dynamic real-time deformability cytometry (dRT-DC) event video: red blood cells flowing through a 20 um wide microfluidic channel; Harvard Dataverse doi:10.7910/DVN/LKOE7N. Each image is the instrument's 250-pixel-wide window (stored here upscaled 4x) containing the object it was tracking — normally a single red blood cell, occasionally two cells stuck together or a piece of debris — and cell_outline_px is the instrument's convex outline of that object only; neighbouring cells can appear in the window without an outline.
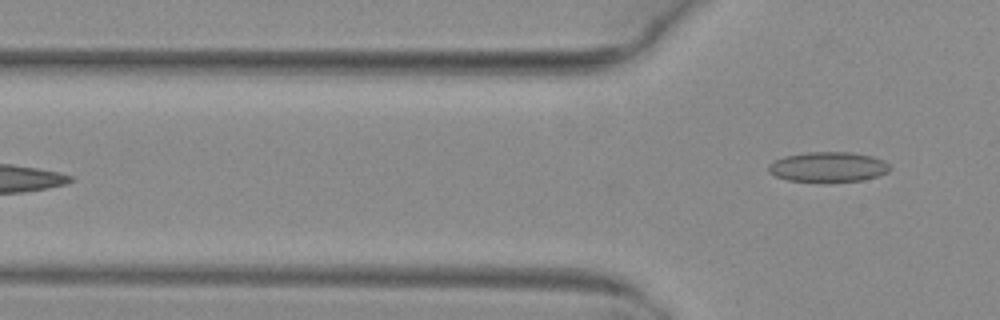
{"species": "common noctule bat (a hibernating species)", "species_latin": "Nyctalus noctula", "temperature_condition": "warm", "stored_images_in_passage": 6, "camera_frame_rate_fps": 3000, "um_per_image_px": 0.085, "animal": {"sex": "female", "body_mass_g": 29.2, "forearm_length_mm": 56.3}, "frame": {"image": 1, "passage_image": 6, "time_ms": 1.667, "image_size_px": [1000, 320], "cell_outline_px": [[888, 172], [876, 176], [860, 180], [788, 180], [776, 176], [768, 172], [768, 164], [784, 156], [808, 152], [852, 152], [872, 156], [884, 160], [888, 164]], "centroid_in_image_um": [70.37, 14.15], "position_along_channel_um": 55.4, "area_um2": 20.63}}